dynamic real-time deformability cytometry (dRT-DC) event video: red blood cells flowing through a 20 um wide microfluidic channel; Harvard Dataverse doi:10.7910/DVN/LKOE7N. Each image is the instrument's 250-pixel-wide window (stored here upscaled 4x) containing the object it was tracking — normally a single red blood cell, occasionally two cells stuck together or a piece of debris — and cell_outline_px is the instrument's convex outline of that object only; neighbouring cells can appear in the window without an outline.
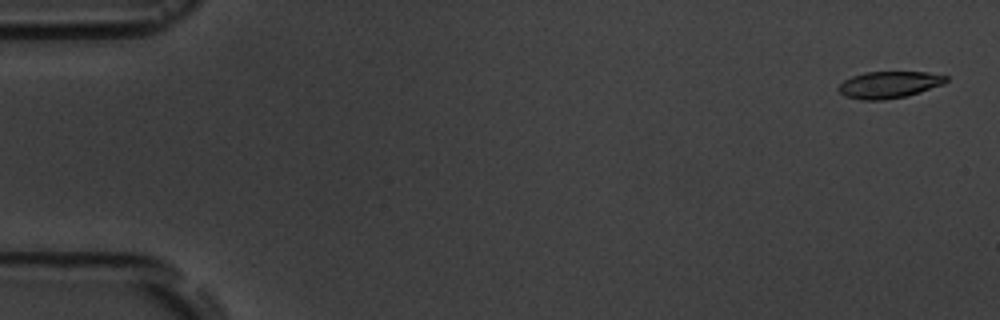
{"species": "common noctule bat (a hibernating species)", "species_latin": "Nyctalus noctula", "temperature_condition": "room temperature", "stored_images_in_passage": 5, "camera_frame_rate_fps": 3000, "um_per_image_px": 0.085, "animal": {"sex": "male", "body_mass_g": 19.5, "forearm_length_mm": 54.6}, "frame": {"image": 1, "passage_image": 1, "time_ms": 0.0, "image_size_px": [1000, 320], "cell_outline_px": [[948, 80], [944, 84], [904, 96], [884, 100], [860, 100], [844, 96], [836, 88], [844, 80], [852, 76], [864, 72], [928, 72], [948, 76]], "centroid_in_image_um": [75.54, 7.19], "position_along_channel_um": 9.5, "area_um2": 16.76}}